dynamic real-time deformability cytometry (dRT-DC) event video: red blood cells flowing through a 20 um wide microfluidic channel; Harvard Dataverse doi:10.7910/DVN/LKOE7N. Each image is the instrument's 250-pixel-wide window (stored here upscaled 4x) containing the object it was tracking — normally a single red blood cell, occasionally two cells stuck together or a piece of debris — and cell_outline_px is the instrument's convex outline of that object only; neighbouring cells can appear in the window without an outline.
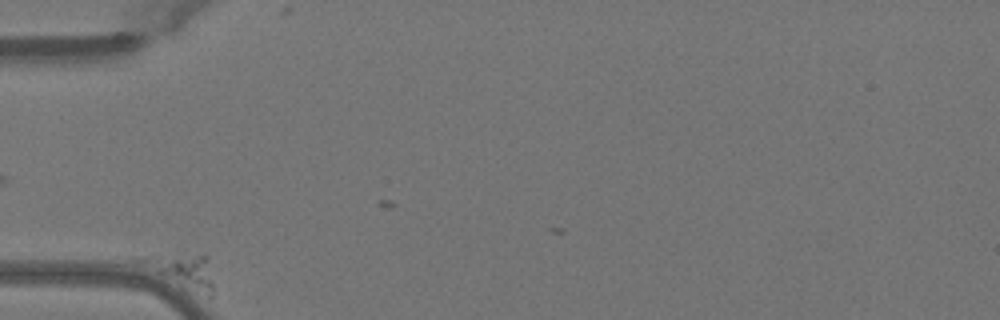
{"species": "Egyptian fruit bat (a non-hibernating species)", "species_latin": "Rousettus aegyptiacus", "temperature_condition": "warm", "stored_images_in_passage": 38, "camera_frame_rate_fps": 3000, "um_per_image_px": 0.085, "animal": {"sex": "female"}, "frame": {"image": 1, "passage_image": 1, "time_ms": 0.0, "image_size_px": [1000, 320], "cell_outline_px": [[212, 300], [208, 300], [180, 288], [132, 260], [136, 256], [208, 256], [212, 284]], "centroid_in_image_um": [15.48, 23.14], "position_along_channel_um": 69.5, "area_um2": 14.74}}
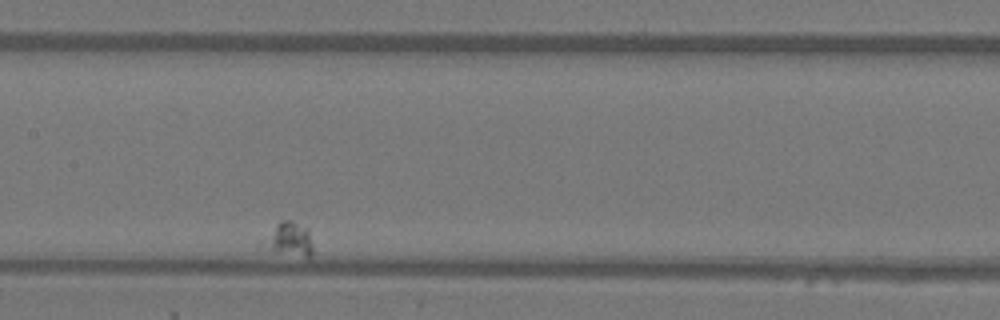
{"frame": {"image": 2, "passage_image": 17, "time_ms": 5.333, "image_size_px": [1000, 320], "cell_outline_px": [[312, 256], [304, 256], [256, 248], [256, 244], [280, 220], [288, 220], [308, 228], [312, 244]], "centroid_in_image_um": [24.44, 20.34], "position_along_channel_um": 183.0, "area_um2": 10.06}}
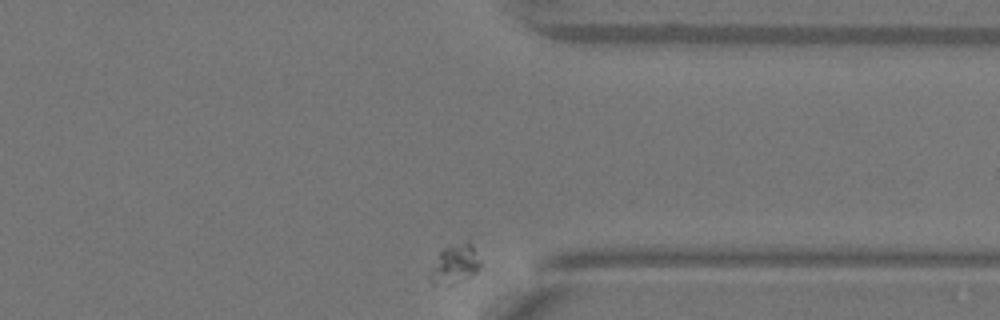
{"frame": {"image": 3, "passage_image": 38, "time_ms": 12.333, "image_size_px": [1000, 320], "cell_outline_px": [[480, 264], [476, 272], [452, 284], [432, 284], [428, 280], [428, 272], [440, 252], [448, 248], [468, 240], [472, 244], [480, 260]], "centroid_in_image_um": [38.62, 22.47], "position_along_channel_um": 372.8, "area_um2": 11.16}}